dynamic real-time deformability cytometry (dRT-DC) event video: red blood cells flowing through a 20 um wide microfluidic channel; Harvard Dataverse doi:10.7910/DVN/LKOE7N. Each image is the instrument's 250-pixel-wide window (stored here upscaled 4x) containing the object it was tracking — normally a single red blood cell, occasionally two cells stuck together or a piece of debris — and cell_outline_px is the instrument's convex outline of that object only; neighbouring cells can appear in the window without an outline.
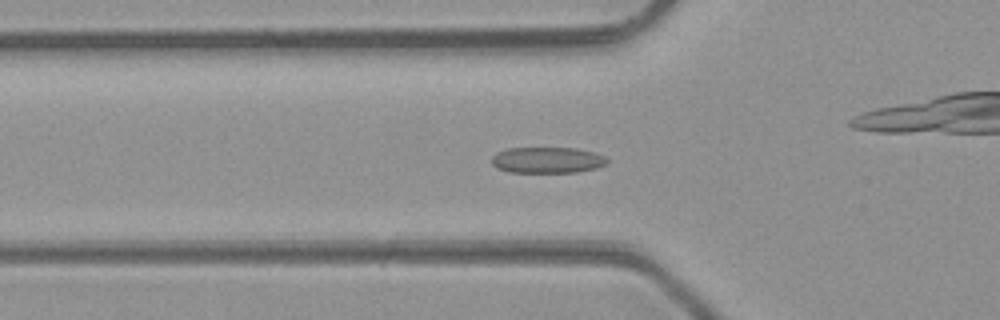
{"species": "common noctule bat (a hibernating species)", "species_latin": "Nyctalus noctula", "temperature_condition": "room temperature", "stored_images_in_passage": 49, "camera_frame_rate_fps": 3000, "um_per_image_px": 0.085, "animal": {"sex": "male", "body_mass_g": 23.1, "forearm_length_mm": 52.7}, "frame": {"image": 1, "passage_image": 16, "time_ms": 5.0, "image_size_px": [1000, 320], "cell_outline_px": [[608, 164], [596, 168], [576, 172], [508, 172], [496, 168], [492, 164], [492, 156], [496, 152], [508, 148], [576, 148], [592, 152], [604, 156], [608, 160]], "centroid_in_image_um": [46.5, 13.61], "position_along_channel_um": 79.3, "area_um2": 17.57}}
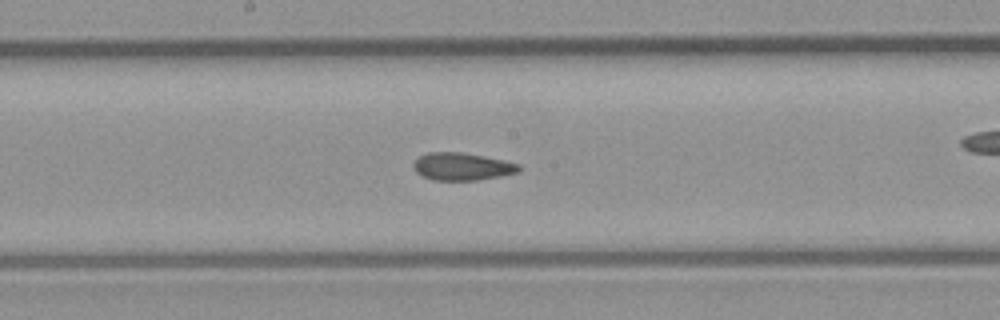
{"frame": {"image": 2, "passage_image": 25, "time_ms": 8.0, "image_size_px": [1000, 320], "cell_outline_px": [[520, 172], [500, 176], [476, 180], [432, 180], [416, 172], [412, 164], [420, 156], [428, 152], [460, 152], [484, 156], [520, 164]], "centroid_in_image_um": [39.28, 14.15], "position_along_channel_um": 208.9, "area_um2": 16.82}}
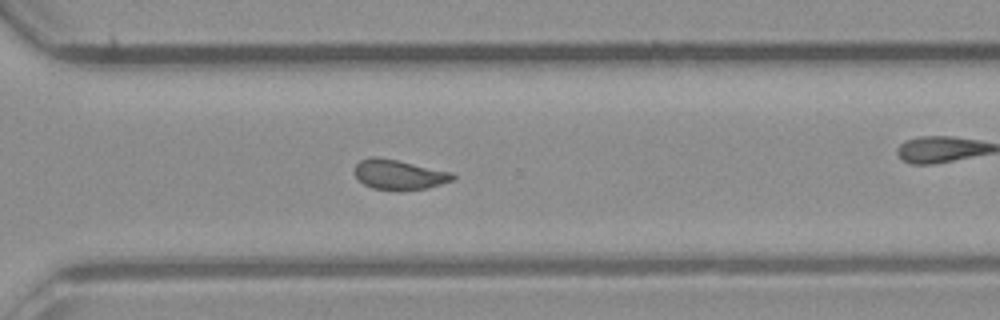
{"frame": {"image": 3, "passage_image": 34, "time_ms": 11.0, "image_size_px": [1000, 320], "cell_outline_px": [[456, 180], [428, 188], [396, 192], [372, 188], [364, 184], [356, 176], [356, 164], [360, 160], [372, 156], [380, 156], [452, 172], [456, 176]], "centroid_in_image_um": [33.96, 14.86], "position_along_channel_um": 336.6, "area_um2": 17.51}, "authors_computed_cell_mechanics": {"area_um2": 17.34, "velocity_mm_per_s": 4.2754, "shape_relaxation_time_tau1_ms": null, "shape_relaxation_time_tau2_ms": 1.6087, "deformation_change_tau1": null, "deformation_change_tau2": 0.0818}}